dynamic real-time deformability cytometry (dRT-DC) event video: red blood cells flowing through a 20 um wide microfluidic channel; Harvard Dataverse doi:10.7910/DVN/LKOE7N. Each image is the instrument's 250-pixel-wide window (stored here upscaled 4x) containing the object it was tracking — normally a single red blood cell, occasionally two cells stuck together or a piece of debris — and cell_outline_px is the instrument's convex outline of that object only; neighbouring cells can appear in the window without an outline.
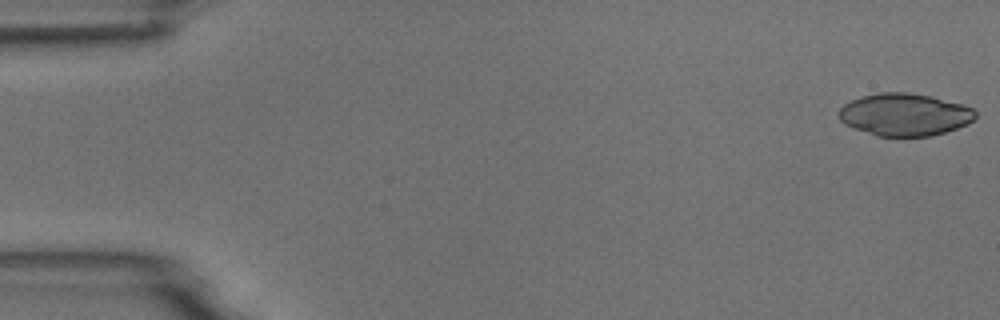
{"species": "common noctule bat (a hibernating species)", "species_latin": "Nyctalus noctula", "temperature_condition": "room temperature", "stored_images_in_passage": 5, "camera_frame_rate_fps": 3000, "um_per_image_px": 0.085, "animal": {"sex": "male", "body_mass_g": 18.8}, "frame": {"image": 1, "passage_image": 1, "time_ms": 0.0, "image_size_px": [1000, 320], "cell_outline_px": [[976, 116], [968, 124], [932, 136], [876, 136], [844, 124], [840, 120], [840, 108], [844, 104], [860, 96], [880, 92], [908, 92], [932, 96], [960, 104], [972, 108], [976, 112]], "centroid_in_image_um": [76.88, 9.73], "position_along_channel_um": 8.1, "area_um2": 33.64}}